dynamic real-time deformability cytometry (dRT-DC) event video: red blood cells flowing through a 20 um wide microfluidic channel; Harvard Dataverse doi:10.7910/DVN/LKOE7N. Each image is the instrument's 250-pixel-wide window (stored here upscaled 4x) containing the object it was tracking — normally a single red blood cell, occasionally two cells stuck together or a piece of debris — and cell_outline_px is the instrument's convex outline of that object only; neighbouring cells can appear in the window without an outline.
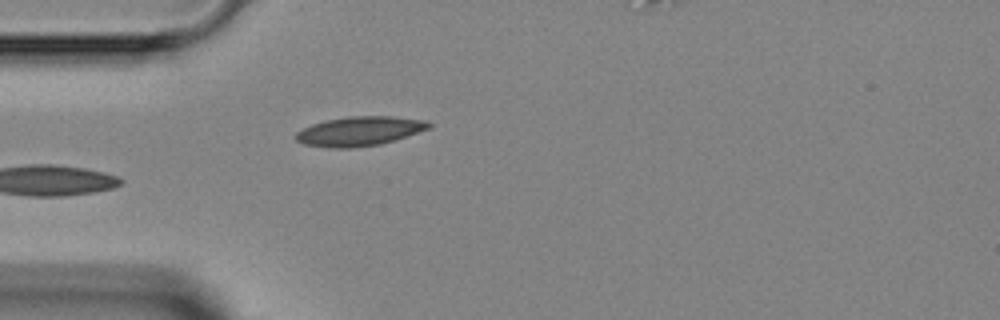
{"species": "Egyptian fruit bat (a non-hibernating species)", "species_latin": "Rousettus aegyptiacus", "temperature_condition": "room temperature", "stored_images_in_passage": 3, "camera_frame_rate_fps": 3000, "um_per_image_px": 0.085, "animal": {"sex": "female"}, "frame": {"image": 1, "passage_image": 3, "time_ms": 3.0, "image_size_px": [1000, 320], "cell_outline_px": [[432, 128], [380, 144], [348, 148], [332, 148], [304, 144], [296, 140], [296, 132], [312, 124], [324, 120], [348, 116], [392, 116], [428, 120], [432, 124]], "centroid_in_image_um": [30.59, 11.13], "position_along_channel_um": 54.4, "area_um2": 22.77}}